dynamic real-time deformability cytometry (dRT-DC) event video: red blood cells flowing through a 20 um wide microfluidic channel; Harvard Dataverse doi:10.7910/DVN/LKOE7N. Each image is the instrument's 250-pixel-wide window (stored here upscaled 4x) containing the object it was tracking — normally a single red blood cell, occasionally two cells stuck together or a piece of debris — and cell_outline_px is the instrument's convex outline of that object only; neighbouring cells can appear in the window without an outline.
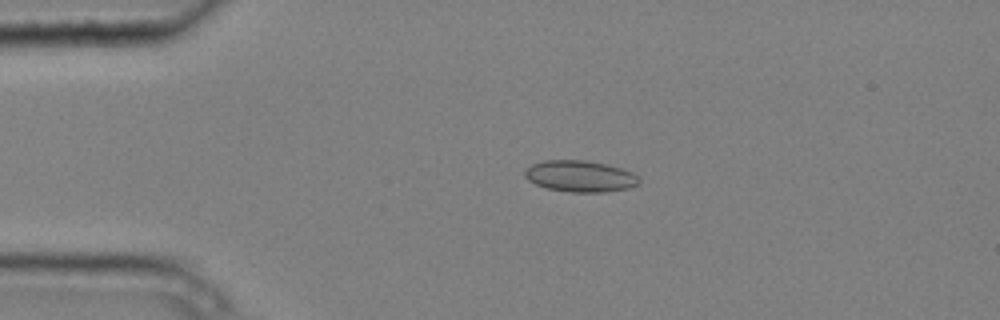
{"species": "common noctule bat (a hibernating species)", "species_latin": "Nyctalus noctula", "temperature_condition": "cold", "stored_images_in_passage": 5, "camera_frame_rate_fps": 3000, "um_per_image_px": 0.085, "animal": {"sex": "male", "body_mass_g": 20.4}, "frame": {"image": 1, "passage_image": 4, "time_ms": 1.0, "image_size_px": [1000, 320], "cell_outline_px": [[640, 184], [628, 188], [604, 192], [568, 192], [548, 188], [536, 184], [528, 180], [524, 176], [524, 168], [532, 164], [544, 160], [588, 160], [608, 164], [624, 168], [640, 176]], "centroid_in_image_um": [49.34, 14.96], "position_along_channel_um": 35.7, "area_um2": 21.27}}